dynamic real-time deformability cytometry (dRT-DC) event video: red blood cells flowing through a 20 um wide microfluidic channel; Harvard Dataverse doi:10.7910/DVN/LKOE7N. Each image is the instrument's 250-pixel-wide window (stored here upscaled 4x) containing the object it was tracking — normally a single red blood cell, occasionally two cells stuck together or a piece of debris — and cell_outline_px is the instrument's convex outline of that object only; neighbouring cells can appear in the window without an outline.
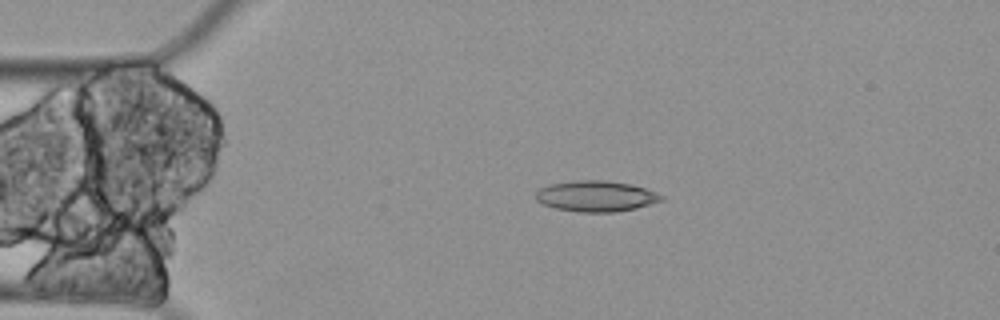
{"species": "Egyptian fruit bat (a non-hibernating species)", "species_latin": "Rousettus aegyptiacus", "temperature_condition": "cold", "stored_images_in_passage": 5, "camera_frame_rate_fps": 3000, "um_per_image_px": 0.085, "animal": {"sex": "female"}, "frame": {"image": 1, "passage_image": 4, "time_ms": 1.0, "image_size_px": [1000, 320], "cell_outline_px": [[664, 200], [636, 208], [616, 212], [580, 212], [556, 208], [544, 204], [536, 200], [536, 192], [540, 188], [548, 184], [576, 180], [604, 180], [628, 184], [644, 188], [656, 192], [664, 196]], "centroid_in_image_um": [50.66, 16.67], "position_along_channel_um": 34.3, "area_um2": 22.48}}